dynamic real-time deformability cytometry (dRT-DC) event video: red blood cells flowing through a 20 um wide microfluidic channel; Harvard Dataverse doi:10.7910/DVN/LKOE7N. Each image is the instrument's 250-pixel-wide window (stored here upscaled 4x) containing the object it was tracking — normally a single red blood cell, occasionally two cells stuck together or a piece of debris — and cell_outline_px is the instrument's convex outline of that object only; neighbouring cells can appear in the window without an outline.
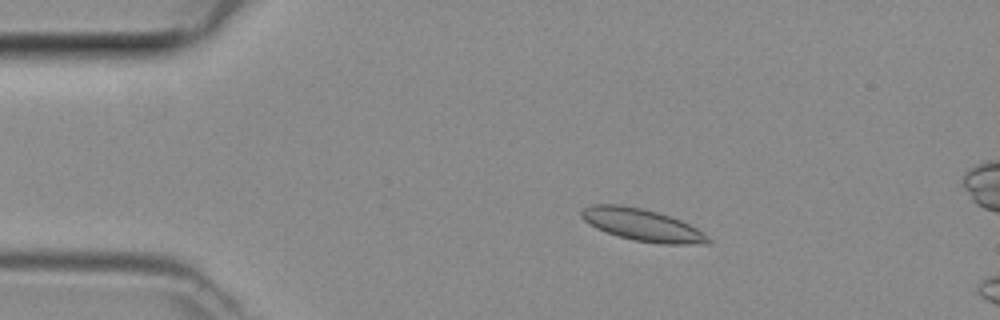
{"species": "common noctule bat (a hibernating species)", "species_latin": "Nyctalus noctula", "temperature_condition": "room temperature", "stored_images_in_passage": 49, "camera_frame_rate_fps": 3000, "um_per_image_px": 0.085, "animal": {"sex": "female", "body_mass_g": 29.2, "forearm_length_mm": 56.3}, "frame": {"image": 1, "passage_image": 9, "time_ms": 2.667, "image_size_px": [1000, 320], "cell_outline_px": [[712, 240], [708, 244], [660, 244], [632, 240], [616, 236], [596, 228], [584, 220], [580, 216], [580, 212], [584, 208], [592, 204], [620, 204], [640, 208], [656, 212], [680, 220], [696, 228], [708, 236]], "centroid_in_image_um": [54.57, 19.13], "position_along_channel_um": 30.4, "area_um2": 23.7}}
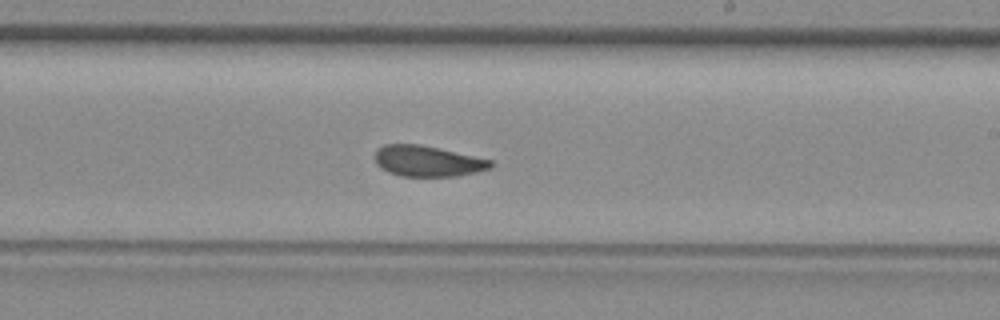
{"frame": {"image": 2, "passage_image": 28, "time_ms": 9.0, "image_size_px": [1000, 320], "cell_outline_px": [[496, 164], [492, 168], [476, 172], [456, 176], [400, 176], [388, 172], [376, 164], [376, 152], [384, 144], [420, 144], [492, 160]], "centroid_in_image_um": [36.38, 13.7], "position_along_channel_um": 252.6, "area_um2": 20.69}}
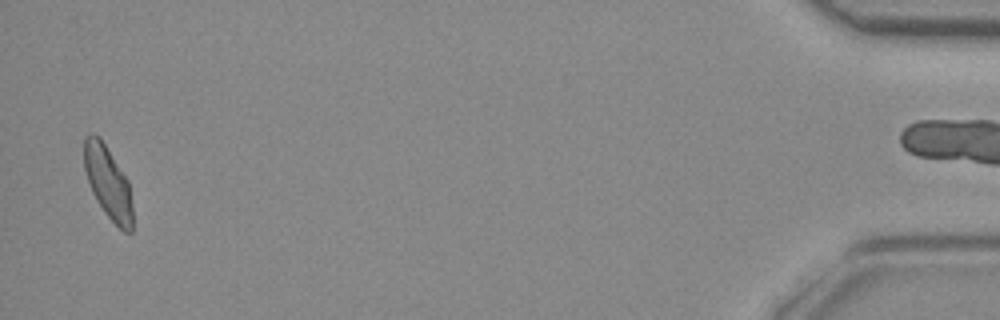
{"frame": {"image": 3, "passage_image": 47, "time_ms": 15.333, "image_size_px": [1000, 320], "cell_outline_px": [[132, 232], [124, 232], [104, 212], [96, 200], [92, 192], [84, 168], [84, 136], [88, 132], [92, 132], [100, 136], [128, 180], [132, 204]], "centroid_in_image_um": [9.16, 15.47], "position_along_channel_um": 426.0, "area_um2": 20.52}}